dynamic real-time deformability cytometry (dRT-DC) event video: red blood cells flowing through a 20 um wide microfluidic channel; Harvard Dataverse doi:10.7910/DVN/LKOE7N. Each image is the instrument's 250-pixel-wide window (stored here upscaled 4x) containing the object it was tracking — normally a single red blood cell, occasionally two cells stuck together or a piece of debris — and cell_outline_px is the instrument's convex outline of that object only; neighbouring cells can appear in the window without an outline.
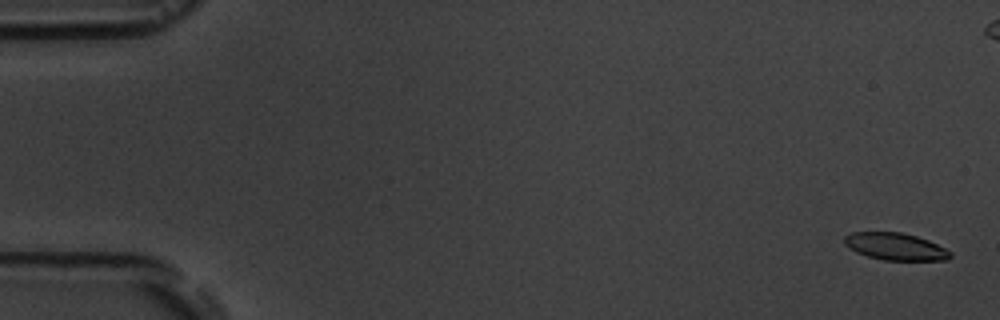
{"species": "common noctule bat (a hibernating species)", "species_latin": "Nyctalus noctula", "temperature_condition": "room temperature", "stored_images_in_passage": 7, "segment_of_instrument_passage": [1, 2], "camera_frame_rate_fps": 3000, "um_per_image_px": 0.085, "animal": {"sex": "male", "body_mass_g": 19.5, "forearm_length_mm": 54.6}, "frame": {"image": 1, "passage_image": 1, "time_ms": 0.0, "image_size_px": [1000, 320], "cell_outline_px": [[952, 256], [948, 260], [884, 260], [868, 256], [856, 252], [844, 244], [844, 236], [852, 232], [900, 232], [916, 236], [928, 240], [952, 252]], "centroid_in_image_um": [76.11, 20.95], "position_along_channel_um": 8.9, "area_um2": 16.7}}
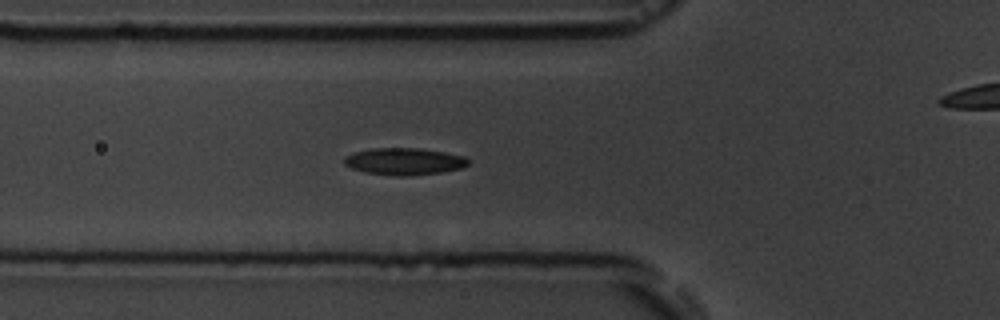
{"frame": {"image": 2, "passage_image": 6, "time_ms": 6.333, "image_size_px": [1000, 320], "cell_outline_px": [[468, 164], [464, 168], [440, 172], [412, 176], [392, 176], [364, 172], [352, 168], [344, 164], [344, 156], [352, 152], [372, 148], [420, 148], [444, 152], [464, 156], [468, 160]], "centroid_in_image_um": [34.33, 13.72], "position_along_channel_um": 91.5, "area_um2": 19.71}}